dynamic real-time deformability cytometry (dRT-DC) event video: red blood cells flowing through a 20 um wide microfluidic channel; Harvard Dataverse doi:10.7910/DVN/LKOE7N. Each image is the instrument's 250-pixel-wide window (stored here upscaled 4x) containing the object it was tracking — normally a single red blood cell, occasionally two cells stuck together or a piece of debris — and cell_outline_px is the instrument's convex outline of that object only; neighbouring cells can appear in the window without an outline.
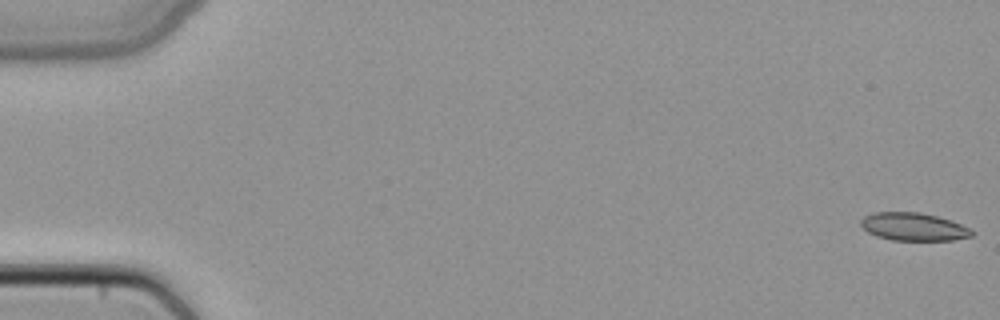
{"species": "common noctule bat (a hibernating species)", "species_latin": "Nyctalus noctula", "temperature_condition": "cold", "stored_images_in_passage": 6, "camera_frame_rate_fps": 3000, "um_per_image_px": 0.085, "animal": {"sex": "female", "body_mass_g": 22.7, "forearm_length_mm": 54.2}, "frame": {"image": 1, "passage_image": 1, "time_ms": 0.0, "image_size_px": [1000, 320], "cell_outline_px": [[972, 236], [952, 240], [892, 240], [876, 236], [868, 232], [860, 224], [860, 220], [864, 216], [876, 212], [920, 212], [936, 216], [972, 228]], "centroid_in_image_um": [77.63, 19.27], "position_along_channel_um": 7.4, "area_um2": 17.92}}